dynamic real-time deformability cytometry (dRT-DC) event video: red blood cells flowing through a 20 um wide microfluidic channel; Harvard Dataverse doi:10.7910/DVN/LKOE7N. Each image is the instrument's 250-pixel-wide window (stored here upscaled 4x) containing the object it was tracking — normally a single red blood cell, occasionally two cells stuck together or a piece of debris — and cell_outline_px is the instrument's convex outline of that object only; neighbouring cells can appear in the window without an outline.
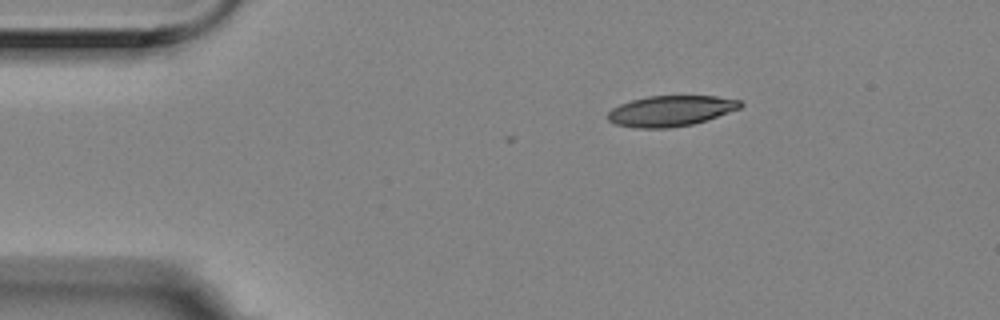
{"species": "Egyptian fruit bat (a non-hibernating species)", "species_latin": "Rousettus aegyptiacus", "temperature_condition": "room temperature", "stored_images_in_passage": 3, "camera_frame_rate_fps": 3000, "um_per_image_px": 0.085, "animal": {"sex": "female"}, "frame": {"image": 1, "passage_image": 1, "time_ms": 0.0, "image_size_px": [1000, 320], "cell_outline_px": [[744, 104], [740, 108], [708, 120], [692, 124], [672, 128], [636, 128], [616, 124], [608, 120], [604, 116], [612, 108], [620, 104], [632, 100], [648, 96], [716, 96], [740, 100]], "centroid_in_image_um": [57.0, 9.43], "position_along_channel_um": 28.0, "area_um2": 23.81}}
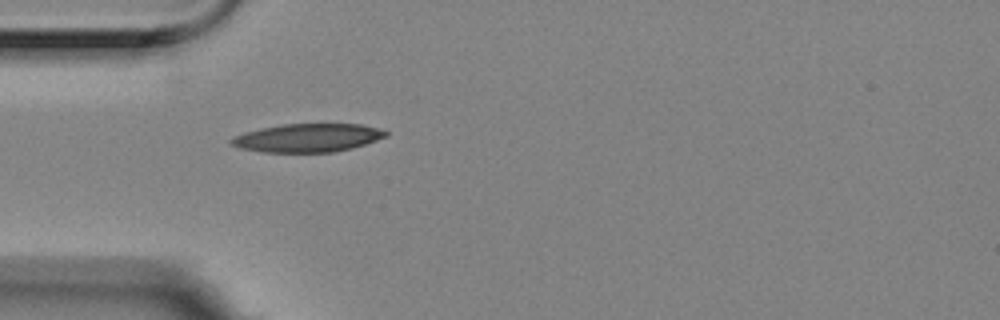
{"frame": {"image": 2, "passage_image": 3, "time_ms": 0.667, "image_size_px": [1000, 320], "cell_outline_px": [[388, 136], [352, 148], [332, 152], [260, 152], [240, 148], [232, 144], [228, 140], [232, 136], [244, 132], [260, 128], [280, 124], [360, 124], [376, 128], [388, 132]], "centroid_in_image_um": [26.1, 11.71], "position_along_channel_um": 58.9, "area_um2": 25.55}}